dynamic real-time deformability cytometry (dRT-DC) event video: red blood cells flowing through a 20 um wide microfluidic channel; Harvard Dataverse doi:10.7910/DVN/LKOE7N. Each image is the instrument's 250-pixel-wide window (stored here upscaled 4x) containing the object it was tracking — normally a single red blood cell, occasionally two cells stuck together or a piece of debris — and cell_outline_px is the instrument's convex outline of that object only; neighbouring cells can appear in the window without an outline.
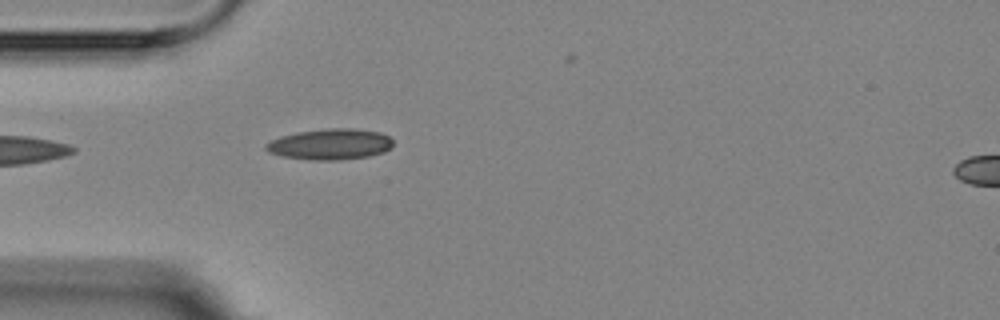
{"species": "Egyptian fruit bat (a non-hibernating species)", "species_latin": "Rousettus aegyptiacus", "temperature_condition": "room temperature", "stored_images_in_passage": 2, "camera_frame_rate_fps": 3000, "um_per_image_px": 0.085, "animal": {"sex": "female"}, "frame": {"image": 1, "passage_image": 2, "time_ms": 1.333, "image_size_px": [1000, 320], "cell_outline_px": [[392, 148], [384, 152], [368, 156], [340, 160], [316, 160], [280, 156], [268, 152], [264, 148], [264, 144], [280, 136], [296, 132], [328, 128], [356, 128], [380, 132], [388, 136], [392, 140]], "centroid_in_image_um": [28.06, 12.25], "position_along_channel_um": 56.9, "area_um2": 23.06}}